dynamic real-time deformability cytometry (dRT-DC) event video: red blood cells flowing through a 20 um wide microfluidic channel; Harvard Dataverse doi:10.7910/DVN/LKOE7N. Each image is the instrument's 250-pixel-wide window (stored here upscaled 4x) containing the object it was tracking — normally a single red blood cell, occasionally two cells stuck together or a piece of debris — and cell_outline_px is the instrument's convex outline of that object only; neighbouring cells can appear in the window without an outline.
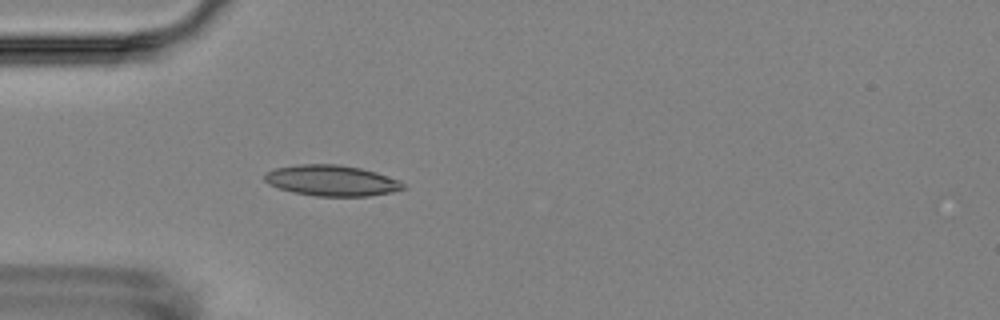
{"species": "Egyptian fruit bat (a non-hibernating species)", "species_latin": "Rousettus aegyptiacus", "temperature_condition": "room temperature", "stored_images_in_passage": 4, "camera_frame_rate_fps": 3000, "um_per_image_px": 0.085, "animal": {"sex": "female"}, "frame": {"image": 1, "passage_image": 4, "time_ms": 3.333, "image_size_px": [1000, 320], "cell_outline_px": [[404, 188], [392, 192], [368, 196], [316, 196], [292, 192], [268, 184], [264, 180], [264, 172], [276, 168], [300, 164], [336, 164], [360, 168], [376, 172], [400, 180], [404, 184]], "centroid_in_image_um": [28.17, 15.34], "position_along_channel_um": 56.8, "area_um2": 24.85}}